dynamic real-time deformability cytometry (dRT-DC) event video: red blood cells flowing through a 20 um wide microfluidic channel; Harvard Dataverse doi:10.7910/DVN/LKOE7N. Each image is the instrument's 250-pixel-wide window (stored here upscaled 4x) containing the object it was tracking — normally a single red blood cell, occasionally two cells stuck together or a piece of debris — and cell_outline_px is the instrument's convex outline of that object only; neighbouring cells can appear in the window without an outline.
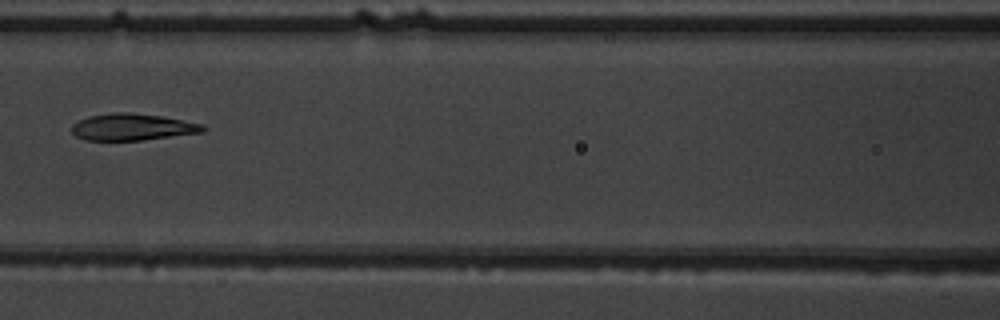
{"species": "common noctule bat (a hibernating species)", "species_latin": "Nyctalus noctula", "temperature_condition": "warm", "stored_images_in_passage": 3, "camera_frame_rate_fps": 3000, "um_per_image_px": 0.085, "animal": {"sex": "male", "body_mass_g": 19.5, "forearm_length_mm": 54.6}, "frame": {"image": 1, "passage_image": 3, "time_ms": 2.333, "image_size_px": [1000, 320], "cell_outline_px": [[208, 128], [204, 132], [144, 140], [88, 140], [76, 136], [72, 132], [72, 124], [88, 116], [112, 112], [128, 112], [160, 116], [204, 124]], "centroid_in_image_um": [11.28, 10.79], "position_along_channel_um": 155.3, "area_um2": 20.46}}